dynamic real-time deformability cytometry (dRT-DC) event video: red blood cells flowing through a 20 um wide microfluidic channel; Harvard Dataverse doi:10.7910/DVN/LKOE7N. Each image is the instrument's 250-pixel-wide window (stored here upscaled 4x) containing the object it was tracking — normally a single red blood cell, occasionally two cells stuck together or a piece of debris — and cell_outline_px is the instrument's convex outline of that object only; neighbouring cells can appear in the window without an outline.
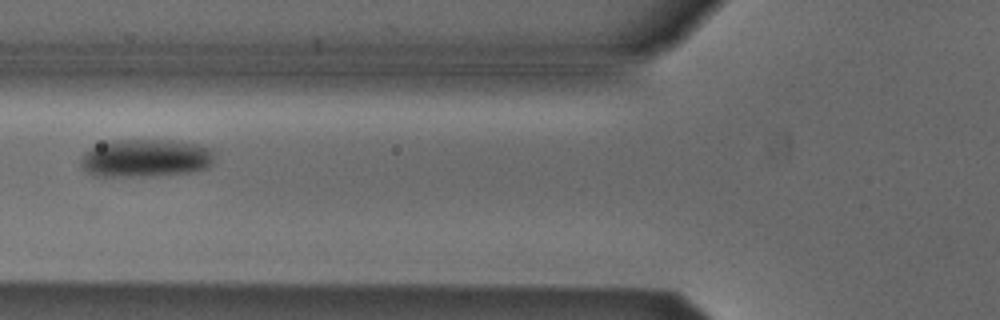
{"species": "Egyptian fruit bat (a non-hibernating species)", "species_latin": "Rousettus aegyptiacus", "temperature_condition": "cold", "stored_images_in_passage": 3, "camera_frame_rate_fps": 3000, "um_per_image_px": 0.085, "animal": {"sex": "male"}, "frame": {"image": 1, "passage_image": 3, "time_ms": 0.667, "image_size_px": [1000, 320], "cell_outline_px": [[212, 164], [208, 168], [192, 172], [156, 176], [96, 176], [88, 172], [80, 164], [80, 160], [84, 152], [92, 148], [112, 140], [172, 140], [196, 144], [212, 148]], "centroid_in_image_um": [12.4, 13.45], "position_along_channel_um": 113.4, "area_um2": 29.59}}